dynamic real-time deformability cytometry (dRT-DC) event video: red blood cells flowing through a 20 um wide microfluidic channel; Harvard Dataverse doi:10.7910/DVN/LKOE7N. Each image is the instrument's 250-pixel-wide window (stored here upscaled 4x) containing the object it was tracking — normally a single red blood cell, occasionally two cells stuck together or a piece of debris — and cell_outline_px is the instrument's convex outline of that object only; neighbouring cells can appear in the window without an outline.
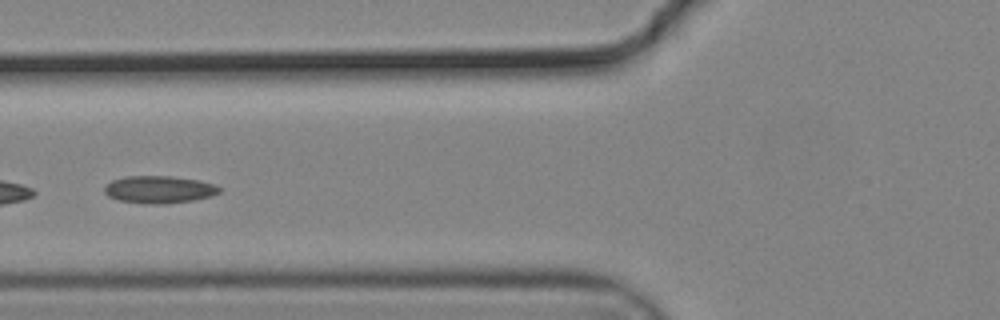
{"species": "common noctule bat (a hibernating species)", "species_latin": "Nyctalus noctula", "temperature_condition": "cold", "stored_images_in_passage": 8, "camera_frame_rate_fps": 3000, "um_per_image_px": 0.085, "animal": {"sex": "male", "body_mass_g": 19.2, "forearm_length_mm": 51.8}, "frame": {"image": 1, "passage_image": 6, "time_ms": 1.667, "image_size_px": [1000, 320], "cell_outline_px": [[220, 192], [212, 196], [192, 200], [164, 204], [144, 204], [120, 200], [108, 196], [104, 192], [104, 188], [112, 180], [124, 176], [172, 176], [196, 180], [212, 184], [220, 188]], "centroid_in_image_um": [13.49, 16.11], "position_along_channel_um": 112.3, "area_um2": 18.21}}